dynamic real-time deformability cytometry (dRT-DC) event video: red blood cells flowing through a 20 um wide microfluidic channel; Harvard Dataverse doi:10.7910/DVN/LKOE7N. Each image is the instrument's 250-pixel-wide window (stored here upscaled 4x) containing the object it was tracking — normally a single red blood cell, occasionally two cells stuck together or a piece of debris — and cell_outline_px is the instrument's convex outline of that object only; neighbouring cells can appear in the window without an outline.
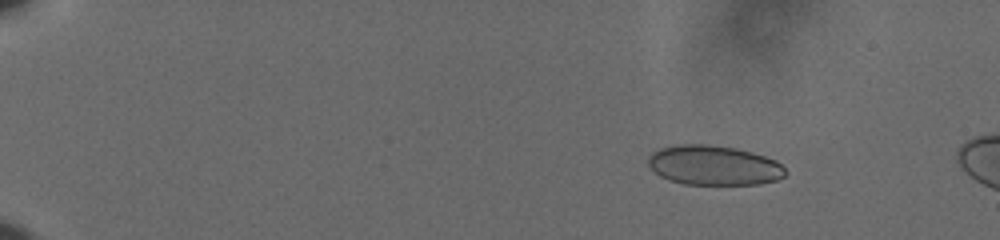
{"species": "human", "species_latin": "Homo sapiens", "temperature_condition": "cold", "stored_images_in_passage": 17, "camera_frame_rate_fps": 3000, "um_per_image_px": 0.085, "donor": {"sex": "male"}, "frame": {"image": 1, "passage_image": 10, "time_ms": 3.0, "image_size_px": [1000, 240], "cell_outline_px": [[788, 172], [784, 176], [776, 180], [760, 184], [684, 184], [668, 180], [660, 176], [648, 164], [648, 156], [652, 152], [660, 148], [680, 144], [708, 144], [736, 148], [752, 152], [776, 160]], "centroid_in_image_um": [60.67, 14.05], "position_along_channel_um": 24.3, "area_um2": 31.79}}